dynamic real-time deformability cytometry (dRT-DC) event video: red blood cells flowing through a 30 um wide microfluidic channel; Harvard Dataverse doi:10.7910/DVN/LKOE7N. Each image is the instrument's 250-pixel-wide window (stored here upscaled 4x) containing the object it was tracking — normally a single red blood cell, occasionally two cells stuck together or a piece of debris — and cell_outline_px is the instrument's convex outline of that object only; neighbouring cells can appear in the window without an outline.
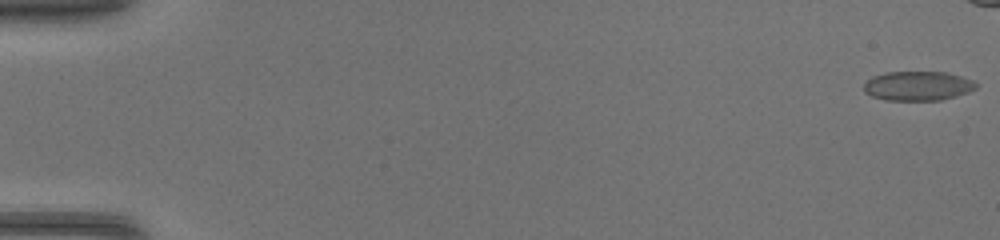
{"species": "common noctule bat (a hibernating species)", "species_latin": "Nyctalus noctula", "temperature_condition": "warm", "stored_images_in_passage": 48, "camera_frame_rate_fps": 3000, "um_per_image_px": 0.085, "animal": {"sex": "female", "body_mass_g": 17.0, "forearm_length_mm": 48.0}, "frame": {"image": 1, "passage_image": 1, "time_ms": 0.0, "image_size_px": [1000, 240], "cell_outline_px": [[976, 88], [968, 92], [956, 96], [940, 100], [884, 100], [872, 96], [864, 92], [864, 84], [872, 76], [888, 72], [948, 72], [972, 80], [976, 84]], "centroid_in_image_um": [78.0, 7.3], "position_along_channel_um": 7.0, "area_um2": 19.13}}
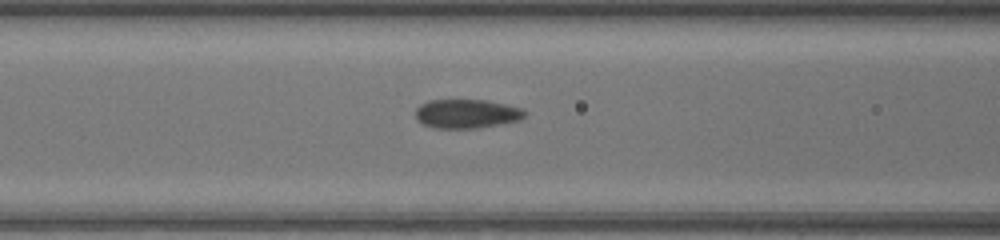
{"frame": {"image": 2, "passage_image": 21, "time_ms": 6.667, "image_size_px": [1000, 240], "cell_outline_px": [[524, 116], [520, 120], [480, 128], [436, 128], [424, 124], [416, 120], [416, 108], [420, 104], [428, 100], [484, 100], [524, 108]], "centroid_in_image_um": [39.65, 9.67], "position_along_channel_um": 127.0, "area_um2": 18.44}}
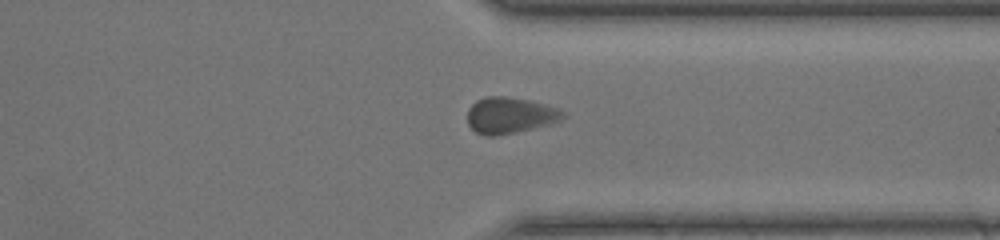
{"frame": {"image": 3, "passage_image": 37, "time_ms": 12.0, "image_size_px": [1000, 240], "cell_outline_px": [[568, 116], [560, 120], [548, 124], [516, 132], [492, 136], [484, 136], [476, 132], [468, 124], [468, 108], [476, 100], [484, 96], [504, 96], [528, 100], [544, 104], [556, 108], [564, 112]], "centroid_in_image_um": [43.32, 9.8], "position_along_channel_um": 368.1, "area_um2": 20.06}}